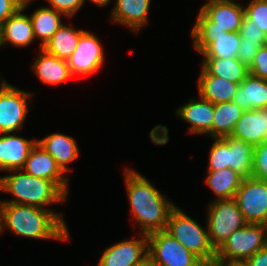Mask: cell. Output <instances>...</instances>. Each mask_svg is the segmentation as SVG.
<instances>
[{
  "label": "cell",
  "instance_id": "4dcf8cb0",
  "mask_svg": "<svg viewBox=\"0 0 267 266\" xmlns=\"http://www.w3.org/2000/svg\"><path fill=\"white\" fill-rule=\"evenodd\" d=\"M244 10L245 16L267 35V0H252Z\"/></svg>",
  "mask_w": 267,
  "mask_h": 266
},
{
  "label": "cell",
  "instance_id": "484cf974",
  "mask_svg": "<svg viewBox=\"0 0 267 266\" xmlns=\"http://www.w3.org/2000/svg\"><path fill=\"white\" fill-rule=\"evenodd\" d=\"M208 172L206 183L217 195L218 200L233 199L244 177L231 168Z\"/></svg>",
  "mask_w": 267,
  "mask_h": 266
},
{
  "label": "cell",
  "instance_id": "f546056e",
  "mask_svg": "<svg viewBox=\"0 0 267 266\" xmlns=\"http://www.w3.org/2000/svg\"><path fill=\"white\" fill-rule=\"evenodd\" d=\"M209 153L208 171L229 168V145L221 137L215 139Z\"/></svg>",
  "mask_w": 267,
  "mask_h": 266
},
{
  "label": "cell",
  "instance_id": "83f0119b",
  "mask_svg": "<svg viewBox=\"0 0 267 266\" xmlns=\"http://www.w3.org/2000/svg\"><path fill=\"white\" fill-rule=\"evenodd\" d=\"M243 111L233 101L214 104V138L230 136L235 128L236 122L241 118Z\"/></svg>",
  "mask_w": 267,
  "mask_h": 266
},
{
  "label": "cell",
  "instance_id": "603a6c76",
  "mask_svg": "<svg viewBox=\"0 0 267 266\" xmlns=\"http://www.w3.org/2000/svg\"><path fill=\"white\" fill-rule=\"evenodd\" d=\"M41 53L33 65V69L43 82L57 84L72 77L67 60L47 53L41 48Z\"/></svg>",
  "mask_w": 267,
  "mask_h": 266
},
{
  "label": "cell",
  "instance_id": "ba28073f",
  "mask_svg": "<svg viewBox=\"0 0 267 266\" xmlns=\"http://www.w3.org/2000/svg\"><path fill=\"white\" fill-rule=\"evenodd\" d=\"M234 199L247 223L267 225L266 180L244 178Z\"/></svg>",
  "mask_w": 267,
  "mask_h": 266
},
{
  "label": "cell",
  "instance_id": "1f68e13d",
  "mask_svg": "<svg viewBox=\"0 0 267 266\" xmlns=\"http://www.w3.org/2000/svg\"><path fill=\"white\" fill-rule=\"evenodd\" d=\"M252 177L267 181V140L254 146Z\"/></svg>",
  "mask_w": 267,
  "mask_h": 266
},
{
  "label": "cell",
  "instance_id": "ffe728a7",
  "mask_svg": "<svg viewBox=\"0 0 267 266\" xmlns=\"http://www.w3.org/2000/svg\"><path fill=\"white\" fill-rule=\"evenodd\" d=\"M199 78V94L213 104L233 101L239 84L208 74L204 69Z\"/></svg>",
  "mask_w": 267,
  "mask_h": 266
},
{
  "label": "cell",
  "instance_id": "277c9868",
  "mask_svg": "<svg viewBox=\"0 0 267 266\" xmlns=\"http://www.w3.org/2000/svg\"><path fill=\"white\" fill-rule=\"evenodd\" d=\"M165 230L202 262L214 265L216 249L211 244L208 230H203L182 210L175 207L171 211Z\"/></svg>",
  "mask_w": 267,
  "mask_h": 266
},
{
  "label": "cell",
  "instance_id": "5b68a950",
  "mask_svg": "<svg viewBox=\"0 0 267 266\" xmlns=\"http://www.w3.org/2000/svg\"><path fill=\"white\" fill-rule=\"evenodd\" d=\"M267 246V225L247 223L216 250L215 263H244Z\"/></svg>",
  "mask_w": 267,
  "mask_h": 266
},
{
  "label": "cell",
  "instance_id": "60d3db41",
  "mask_svg": "<svg viewBox=\"0 0 267 266\" xmlns=\"http://www.w3.org/2000/svg\"><path fill=\"white\" fill-rule=\"evenodd\" d=\"M214 266H245L243 263H214Z\"/></svg>",
  "mask_w": 267,
  "mask_h": 266
},
{
  "label": "cell",
  "instance_id": "7a4b0ae2",
  "mask_svg": "<svg viewBox=\"0 0 267 266\" xmlns=\"http://www.w3.org/2000/svg\"><path fill=\"white\" fill-rule=\"evenodd\" d=\"M125 173L131 210L143 234L165 230L170 213L176 206L167 201L141 174L128 168Z\"/></svg>",
  "mask_w": 267,
  "mask_h": 266
},
{
  "label": "cell",
  "instance_id": "5bb4252c",
  "mask_svg": "<svg viewBox=\"0 0 267 266\" xmlns=\"http://www.w3.org/2000/svg\"><path fill=\"white\" fill-rule=\"evenodd\" d=\"M195 49L204 57H215L222 59L237 58L241 42L240 32H226L220 36H192Z\"/></svg>",
  "mask_w": 267,
  "mask_h": 266
},
{
  "label": "cell",
  "instance_id": "4fadbf2b",
  "mask_svg": "<svg viewBox=\"0 0 267 266\" xmlns=\"http://www.w3.org/2000/svg\"><path fill=\"white\" fill-rule=\"evenodd\" d=\"M230 136L253 146L267 140V108L243 111Z\"/></svg>",
  "mask_w": 267,
  "mask_h": 266
},
{
  "label": "cell",
  "instance_id": "9c48e42d",
  "mask_svg": "<svg viewBox=\"0 0 267 266\" xmlns=\"http://www.w3.org/2000/svg\"><path fill=\"white\" fill-rule=\"evenodd\" d=\"M31 93L20 91L2 82L0 87V134L15 132L23 127L28 113L27 98Z\"/></svg>",
  "mask_w": 267,
  "mask_h": 266
},
{
  "label": "cell",
  "instance_id": "30bf717a",
  "mask_svg": "<svg viewBox=\"0 0 267 266\" xmlns=\"http://www.w3.org/2000/svg\"><path fill=\"white\" fill-rule=\"evenodd\" d=\"M103 50L98 39L84 31L73 54L67 59L72 76L74 74L89 75L100 69L103 64Z\"/></svg>",
  "mask_w": 267,
  "mask_h": 266
},
{
  "label": "cell",
  "instance_id": "e575fe53",
  "mask_svg": "<svg viewBox=\"0 0 267 266\" xmlns=\"http://www.w3.org/2000/svg\"><path fill=\"white\" fill-rule=\"evenodd\" d=\"M249 73L253 76L267 79V43L259 48L253 63L249 67Z\"/></svg>",
  "mask_w": 267,
  "mask_h": 266
},
{
  "label": "cell",
  "instance_id": "4316f807",
  "mask_svg": "<svg viewBox=\"0 0 267 266\" xmlns=\"http://www.w3.org/2000/svg\"><path fill=\"white\" fill-rule=\"evenodd\" d=\"M83 30H74L70 26L62 25L44 45L47 53L63 60H67L75 51Z\"/></svg>",
  "mask_w": 267,
  "mask_h": 266
},
{
  "label": "cell",
  "instance_id": "8992f818",
  "mask_svg": "<svg viewBox=\"0 0 267 266\" xmlns=\"http://www.w3.org/2000/svg\"><path fill=\"white\" fill-rule=\"evenodd\" d=\"M148 257L157 266H214L202 262L166 230L147 235Z\"/></svg>",
  "mask_w": 267,
  "mask_h": 266
},
{
  "label": "cell",
  "instance_id": "6da1fadb",
  "mask_svg": "<svg viewBox=\"0 0 267 266\" xmlns=\"http://www.w3.org/2000/svg\"><path fill=\"white\" fill-rule=\"evenodd\" d=\"M3 227H8L15 234L28 238L58 240L69 238L62 217L45 207L0 202V234Z\"/></svg>",
  "mask_w": 267,
  "mask_h": 266
},
{
  "label": "cell",
  "instance_id": "52a82bcc",
  "mask_svg": "<svg viewBox=\"0 0 267 266\" xmlns=\"http://www.w3.org/2000/svg\"><path fill=\"white\" fill-rule=\"evenodd\" d=\"M208 215L207 229L216 250L234 231L247 224L234 198L215 200Z\"/></svg>",
  "mask_w": 267,
  "mask_h": 266
},
{
  "label": "cell",
  "instance_id": "7bdbcfd3",
  "mask_svg": "<svg viewBox=\"0 0 267 266\" xmlns=\"http://www.w3.org/2000/svg\"><path fill=\"white\" fill-rule=\"evenodd\" d=\"M231 0H209V2H207L206 4H204L203 6L205 5H210V4H213V3H221V2H230Z\"/></svg>",
  "mask_w": 267,
  "mask_h": 266
},
{
  "label": "cell",
  "instance_id": "b9f144b4",
  "mask_svg": "<svg viewBox=\"0 0 267 266\" xmlns=\"http://www.w3.org/2000/svg\"><path fill=\"white\" fill-rule=\"evenodd\" d=\"M91 1L95 2L96 4L100 6H104V5L106 6V4L109 3L111 0H91Z\"/></svg>",
  "mask_w": 267,
  "mask_h": 266
},
{
  "label": "cell",
  "instance_id": "8fae6325",
  "mask_svg": "<svg viewBox=\"0 0 267 266\" xmlns=\"http://www.w3.org/2000/svg\"><path fill=\"white\" fill-rule=\"evenodd\" d=\"M148 239L143 238L116 243L102 254L98 266H134L148 257Z\"/></svg>",
  "mask_w": 267,
  "mask_h": 266
},
{
  "label": "cell",
  "instance_id": "d6986e66",
  "mask_svg": "<svg viewBox=\"0 0 267 266\" xmlns=\"http://www.w3.org/2000/svg\"><path fill=\"white\" fill-rule=\"evenodd\" d=\"M200 101L192 99L188 104L181 106L178 115L191 123L190 133H204L213 136L214 104L200 97Z\"/></svg>",
  "mask_w": 267,
  "mask_h": 266
},
{
  "label": "cell",
  "instance_id": "cb8c5ba5",
  "mask_svg": "<svg viewBox=\"0 0 267 266\" xmlns=\"http://www.w3.org/2000/svg\"><path fill=\"white\" fill-rule=\"evenodd\" d=\"M208 74L240 84L250 73L249 68L238 58L222 59L204 57L202 67Z\"/></svg>",
  "mask_w": 267,
  "mask_h": 266
},
{
  "label": "cell",
  "instance_id": "f1b7e54d",
  "mask_svg": "<svg viewBox=\"0 0 267 266\" xmlns=\"http://www.w3.org/2000/svg\"><path fill=\"white\" fill-rule=\"evenodd\" d=\"M62 12L53 8H39L31 15L30 20L35 38H41V48L50 40L53 34L63 25L60 20Z\"/></svg>",
  "mask_w": 267,
  "mask_h": 266
},
{
  "label": "cell",
  "instance_id": "d6a6232c",
  "mask_svg": "<svg viewBox=\"0 0 267 266\" xmlns=\"http://www.w3.org/2000/svg\"><path fill=\"white\" fill-rule=\"evenodd\" d=\"M239 32L241 35V42L266 43L267 35L265 32L258 28L255 23L246 16L243 17Z\"/></svg>",
  "mask_w": 267,
  "mask_h": 266
},
{
  "label": "cell",
  "instance_id": "3957f363",
  "mask_svg": "<svg viewBox=\"0 0 267 266\" xmlns=\"http://www.w3.org/2000/svg\"><path fill=\"white\" fill-rule=\"evenodd\" d=\"M10 170L15 175L0 177V190L15 196L8 203L31 205L43 208L45 205L66 200V193L53 181ZM19 173V174H17Z\"/></svg>",
  "mask_w": 267,
  "mask_h": 266
},
{
  "label": "cell",
  "instance_id": "2e32d148",
  "mask_svg": "<svg viewBox=\"0 0 267 266\" xmlns=\"http://www.w3.org/2000/svg\"><path fill=\"white\" fill-rule=\"evenodd\" d=\"M0 134V170L22 169L37 141H28L10 133Z\"/></svg>",
  "mask_w": 267,
  "mask_h": 266
},
{
  "label": "cell",
  "instance_id": "7c38bea8",
  "mask_svg": "<svg viewBox=\"0 0 267 266\" xmlns=\"http://www.w3.org/2000/svg\"><path fill=\"white\" fill-rule=\"evenodd\" d=\"M29 175L55 182L66 194L68 178L57 165L55 159L38 143L32 148L22 168Z\"/></svg>",
  "mask_w": 267,
  "mask_h": 266
},
{
  "label": "cell",
  "instance_id": "836d02e7",
  "mask_svg": "<svg viewBox=\"0 0 267 266\" xmlns=\"http://www.w3.org/2000/svg\"><path fill=\"white\" fill-rule=\"evenodd\" d=\"M228 32L226 29L212 28V22L200 11L192 36H220Z\"/></svg>",
  "mask_w": 267,
  "mask_h": 266
},
{
  "label": "cell",
  "instance_id": "e0dca14e",
  "mask_svg": "<svg viewBox=\"0 0 267 266\" xmlns=\"http://www.w3.org/2000/svg\"><path fill=\"white\" fill-rule=\"evenodd\" d=\"M200 11L212 22V28L226 29L228 32L240 31L245 16L244 8L232 1L205 5Z\"/></svg>",
  "mask_w": 267,
  "mask_h": 266
},
{
  "label": "cell",
  "instance_id": "f35d334b",
  "mask_svg": "<svg viewBox=\"0 0 267 266\" xmlns=\"http://www.w3.org/2000/svg\"><path fill=\"white\" fill-rule=\"evenodd\" d=\"M245 266H267V246L258 250L251 258L243 263Z\"/></svg>",
  "mask_w": 267,
  "mask_h": 266
},
{
  "label": "cell",
  "instance_id": "ab89813d",
  "mask_svg": "<svg viewBox=\"0 0 267 266\" xmlns=\"http://www.w3.org/2000/svg\"><path fill=\"white\" fill-rule=\"evenodd\" d=\"M134 266H157V265L149 257H147L141 263Z\"/></svg>",
  "mask_w": 267,
  "mask_h": 266
},
{
  "label": "cell",
  "instance_id": "ac0fdd59",
  "mask_svg": "<svg viewBox=\"0 0 267 266\" xmlns=\"http://www.w3.org/2000/svg\"><path fill=\"white\" fill-rule=\"evenodd\" d=\"M233 102L244 111L267 108V79L249 74L239 84Z\"/></svg>",
  "mask_w": 267,
  "mask_h": 266
},
{
  "label": "cell",
  "instance_id": "74e56055",
  "mask_svg": "<svg viewBox=\"0 0 267 266\" xmlns=\"http://www.w3.org/2000/svg\"><path fill=\"white\" fill-rule=\"evenodd\" d=\"M23 0H0V26L20 7Z\"/></svg>",
  "mask_w": 267,
  "mask_h": 266
},
{
  "label": "cell",
  "instance_id": "d590c367",
  "mask_svg": "<svg viewBox=\"0 0 267 266\" xmlns=\"http://www.w3.org/2000/svg\"><path fill=\"white\" fill-rule=\"evenodd\" d=\"M264 44L265 43L240 42L237 58L249 68L259 48Z\"/></svg>",
  "mask_w": 267,
  "mask_h": 266
},
{
  "label": "cell",
  "instance_id": "8d00e7d4",
  "mask_svg": "<svg viewBox=\"0 0 267 266\" xmlns=\"http://www.w3.org/2000/svg\"><path fill=\"white\" fill-rule=\"evenodd\" d=\"M56 11L72 17L78 9L83 5V0H48Z\"/></svg>",
  "mask_w": 267,
  "mask_h": 266
},
{
  "label": "cell",
  "instance_id": "d4e9b609",
  "mask_svg": "<svg viewBox=\"0 0 267 266\" xmlns=\"http://www.w3.org/2000/svg\"><path fill=\"white\" fill-rule=\"evenodd\" d=\"M221 138L229 145V168L244 178L252 177L254 146L231 136Z\"/></svg>",
  "mask_w": 267,
  "mask_h": 266
},
{
  "label": "cell",
  "instance_id": "44dd1931",
  "mask_svg": "<svg viewBox=\"0 0 267 266\" xmlns=\"http://www.w3.org/2000/svg\"><path fill=\"white\" fill-rule=\"evenodd\" d=\"M37 143L55 159L64 173L68 170L66 164L75 160L79 155L76 141L63 134L49 135L42 140H37Z\"/></svg>",
  "mask_w": 267,
  "mask_h": 266
},
{
  "label": "cell",
  "instance_id": "7402d4cb",
  "mask_svg": "<svg viewBox=\"0 0 267 266\" xmlns=\"http://www.w3.org/2000/svg\"><path fill=\"white\" fill-rule=\"evenodd\" d=\"M150 0H116L112 20L138 31L147 22Z\"/></svg>",
  "mask_w": 267,
  "mask_h": 266
},
{
  "label": "cell",
  "instance_id": "9a60e30c",
  "mask_svg": "<svg viewBox=\"0 0 267 266\" xmlns=\"http://www.w3.org/2000/svg\"><path fill=\"white\" fill-rule=\"evenodd\" d=\"M30 1L23 0L22 7L0 26V46L10 42L15 46L24 47L34 40L30 17L22 13Z\"/></svg>",
  "mask_w": 267,
  "mask_h": 266
}]
</instances>
